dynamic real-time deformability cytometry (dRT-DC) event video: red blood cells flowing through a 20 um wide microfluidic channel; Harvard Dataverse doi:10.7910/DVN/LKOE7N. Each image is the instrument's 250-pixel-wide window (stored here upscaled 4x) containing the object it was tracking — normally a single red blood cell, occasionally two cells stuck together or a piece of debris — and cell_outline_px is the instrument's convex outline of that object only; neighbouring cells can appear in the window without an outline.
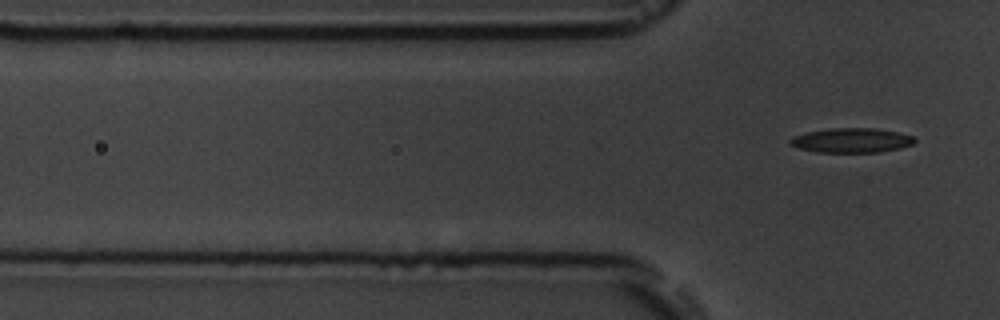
{"species": "common noctule bat (a hibernating species)", "species_latin": "Nyctalus noctula", "temperature_condition": "room temperature", "stored_images_in_passage": 8, "segment_of_instrument_passage": [2, 2], "camera_frame_rate_fps": 3000, "um_per_image_px": 0.085, "animal": {"sex": "male", "body_mass_g": 19.5, "forearm_length_mm": 54.6}, "frame": {"image": 1, "passage_image": 8, "time_ms": 8.0, "image_size_px": [1000, 320], "cell_outline_px": [[916, 140], [912, 144], [900, 148], [880, 152], [816, 152], [800, 148], [792, 144], [788, 140], [792, 136], [804, 132], [832, 128], [876, 128], [896, 132], [912, 136]], "centroid_in_image_um": [72.36, 11.92], "position_along_channel_um": 53.4, "area_um2": 17.74}}